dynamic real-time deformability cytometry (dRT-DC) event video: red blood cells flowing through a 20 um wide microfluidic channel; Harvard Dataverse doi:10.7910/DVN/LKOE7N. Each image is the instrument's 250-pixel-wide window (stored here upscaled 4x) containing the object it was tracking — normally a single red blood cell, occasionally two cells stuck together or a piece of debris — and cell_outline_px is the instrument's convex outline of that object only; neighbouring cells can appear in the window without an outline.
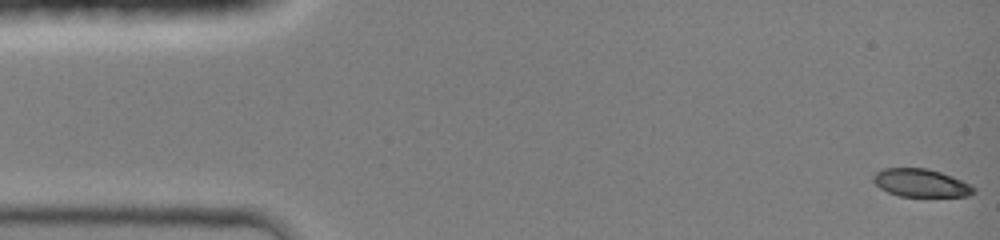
{"species": "common noctule bat (a hibernating species)", "species_latin": "Nyctalus noctula", "temperature_condition": "room temperature", "stored_images_in_passage": 24, "camera_frame_rate_fps": 3000, "um_per_image_px": 0.085, "animal": {"sex": "female", "body_mass_g": 19.0, "forearm_length_mm": 51.5}, "frame": {"image": 1, "passage_image": 1, "time_ms": 0.0, "image_size_px": [1000, 240], "cell_outline_px": [[976, 192], [968, 196], [900, 196], [888, 192], [880, 188], [872, 180], [872, 176], [876, 172], [884, 168], [928, 168], [952, 176], [972, 184], [976, 188]], "centroid_in_image_um": [78.3, 15.54], "position_along_channel_um": 6.7, "area_um2": 16.47}}
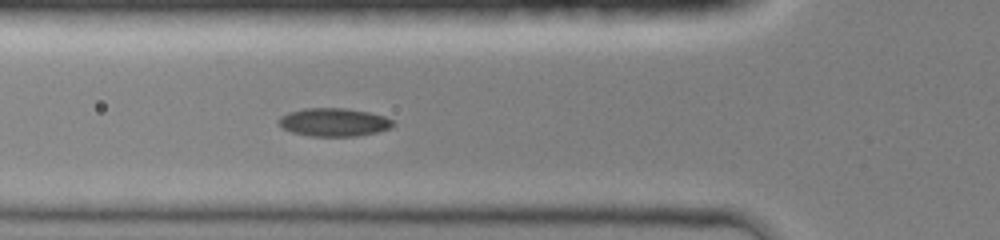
{"frame": {"image": 2, "passage_image": 14, "time_ms": 4.333, "image_size_px": [1000, 240], "cell_outline_px": [[396, 124], [392, 128], [376, 132], [356, 136], [312, 136], [292, 132], [284, 128], [276, 120], [280, 116], [288, 112], [304, 108], [344, 108], [368, 112], [384, 116], [392, 120]], "centroid_in_image_um": [28.38, 10.38], "position_along_channel_um": 97.4, "area_um2": 18.79}}
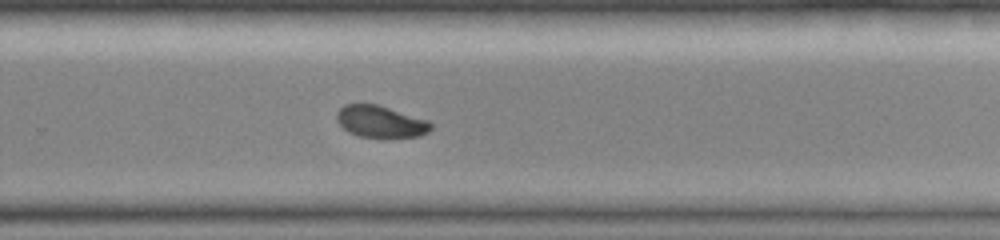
{"frame": {"image": 3, "passage_image": 24, "time_ms": 7.667, "image_size_px": [1000, 240], "cell_outline_px": [[432, 128], [428, 132], [420, 136], [384, 140], [360, 136], [348, 132], [336, 120], [336, 112], [344, 104], [376, 104], [428, 120], [432, 124]], "centroid_in_image_um": [32.36, 10.38], "position_along_channel_um": 297.4, "area_um2": 17.98}}